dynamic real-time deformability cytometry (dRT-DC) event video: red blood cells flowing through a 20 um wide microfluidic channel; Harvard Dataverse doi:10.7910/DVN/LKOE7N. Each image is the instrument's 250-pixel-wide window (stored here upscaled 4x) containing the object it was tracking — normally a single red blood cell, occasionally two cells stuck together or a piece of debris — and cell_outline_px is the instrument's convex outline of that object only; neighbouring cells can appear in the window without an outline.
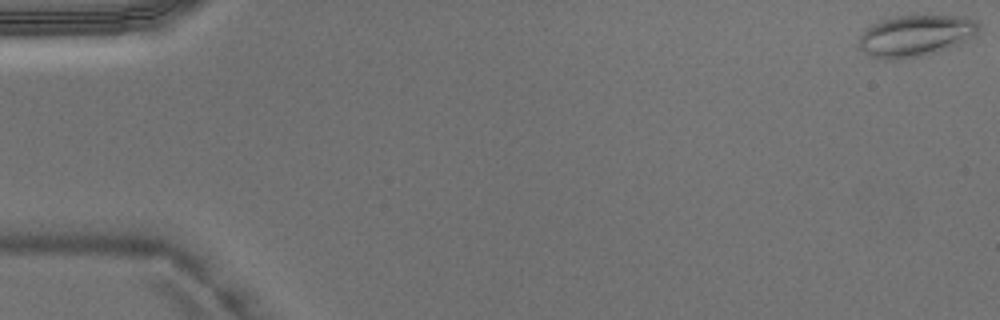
{"species": "Egyptian fruit bat (a non-hibernating species)", "species_latin": "Rousettus aegyptiacus", "temperature_condition": "warm", "stored_images_in_passage": 11, "camera_frame_rate_fps": 3000, "um_per_image_px": 0.085, "animal": {"sex": "male"}, "frame": {"image": 1, "passage_image": 1, "time_ms": 0.0, "image_size_px": [1000, 320], "cell_outline_px": [[980, 32], [976, 36], [948, 48], [924, 56], [900, 60], [888, 60], [868, 56], [860, 48], [856, 40], [872, 24], [880, 20], [892, 16], [916, 12], [964, 16], [976, 20], [980, 24]], "centroid_in_image_um": [77.85, 2.98], "position_along_channel_um": 7.1, "area_um2": 30.4}}